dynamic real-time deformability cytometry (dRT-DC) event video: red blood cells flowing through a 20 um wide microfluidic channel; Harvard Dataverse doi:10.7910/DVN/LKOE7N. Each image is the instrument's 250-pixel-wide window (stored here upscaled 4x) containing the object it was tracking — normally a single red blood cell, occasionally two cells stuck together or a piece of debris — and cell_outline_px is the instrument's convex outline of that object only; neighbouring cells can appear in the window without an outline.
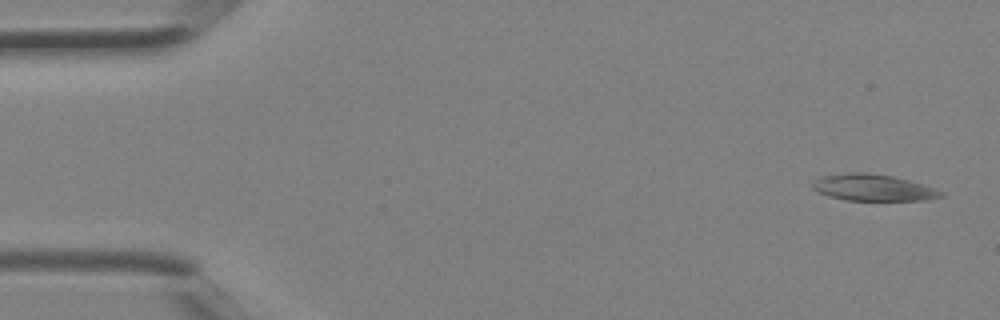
{"species": "Egyptian fruit bat (a non-hibernating species)", "species_latin": "Rousettus aegyptiacus", "temperature_condition": "room temperature", "stored_images_in_passage": 3, "camera_frame_rate_fps": 3000, "um_per_image_px": 0.085, "animal": {"sex": "female"}, "frame": {"image": 1, "passage_image": 1, "time_ms": 0.0, "image_size_px": [1000, 320], "cell_outline_px": [[944, 196], [924, 200], [848, 200], [832, 196], [820, 192], [812, 188], [812, 184], [816, 180], [824, 176], [852, 172], [868, 172], [892, 176], [908, 180], [944, 192]], "centroid_in_image_um": [74.24, 15.94], "position_along_channel_um": 10.8, "area_um2": 19.36}}